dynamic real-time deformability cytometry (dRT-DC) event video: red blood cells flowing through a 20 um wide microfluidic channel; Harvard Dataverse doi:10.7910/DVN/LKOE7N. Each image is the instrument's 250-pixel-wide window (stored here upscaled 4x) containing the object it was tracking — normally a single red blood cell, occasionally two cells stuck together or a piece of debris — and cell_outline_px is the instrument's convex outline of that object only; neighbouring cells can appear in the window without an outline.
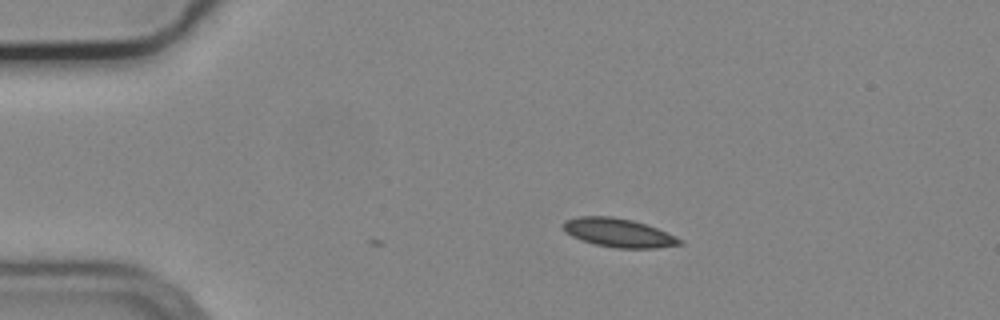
{"species": "common noctule bat (a hibernating species)", "species_latin": "Nyctalus noctula", "temperature_condition": "cold", "stored_images_in_passage": 11, "camera_frame_rate_fps": 3000, "um_per_image_px": 0.085, "animal": {"sex": "male", "body_mass_g": 19.2, "forearm_length_mm": 51.8}, "frame": {"image": 1, "passage_image": 11, "time_ms": 3.333, "image_size_px": [1000, 320], "cell_outline_px": [[684, 244], [656, 248], [616, 248], [596, 244], [580, 240], [572, 236], [564, 228], [564, 220], [580, 216], [612, 216], [632, 220], [656, 228], [676, 236], [684, 240]], "centroid_in_image_um": [52.61, 19.79], "position_along_channel_um": 32.4, "area_um2": 19.36}}